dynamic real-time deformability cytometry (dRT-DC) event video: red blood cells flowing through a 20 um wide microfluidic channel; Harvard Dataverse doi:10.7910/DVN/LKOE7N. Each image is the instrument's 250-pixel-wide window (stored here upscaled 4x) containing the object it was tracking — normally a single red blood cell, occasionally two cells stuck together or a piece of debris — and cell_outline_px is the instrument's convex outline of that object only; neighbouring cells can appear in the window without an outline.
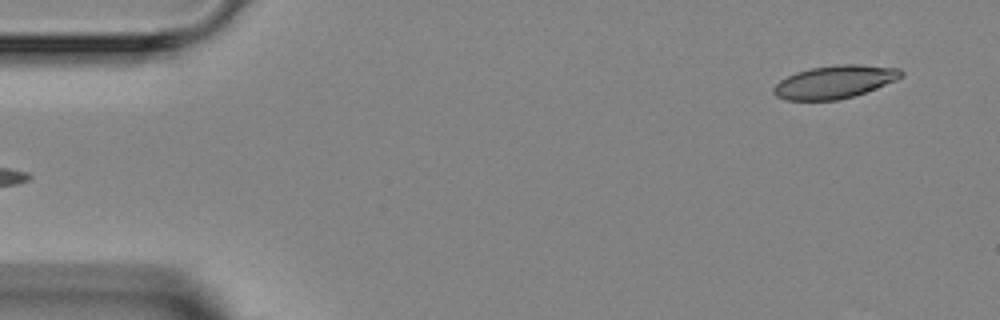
{"species": "Egyptian fruit bat (a non-hibernating species)", "species_latin": "Rousettus aegyptiacus", "temperature_condition": "room temperature", "stored_images_in_passage": 2, "camera_frame_rate_fps": 3000, "um_per_image_px": 0.085, "animal": {"sex": "female"}, "frame": {"image": 1, "passage_image": 2, "time_ms": 1.0, "image_size_px": [1000, 320], "cell_outline_px": [[904, 76], [896, 80], [856, 96], [836, 100], [784, 100], [776, 96], [772, 92], [772, 88], [780, 80], [796, 72], [808, 68], [836, 64], [860, 64], [900, 68], [904, 72]], "centroid_in_image_um": [70.95, 6.95], "position_along_channel_um": 14.0, "area_um2": 24.8}}